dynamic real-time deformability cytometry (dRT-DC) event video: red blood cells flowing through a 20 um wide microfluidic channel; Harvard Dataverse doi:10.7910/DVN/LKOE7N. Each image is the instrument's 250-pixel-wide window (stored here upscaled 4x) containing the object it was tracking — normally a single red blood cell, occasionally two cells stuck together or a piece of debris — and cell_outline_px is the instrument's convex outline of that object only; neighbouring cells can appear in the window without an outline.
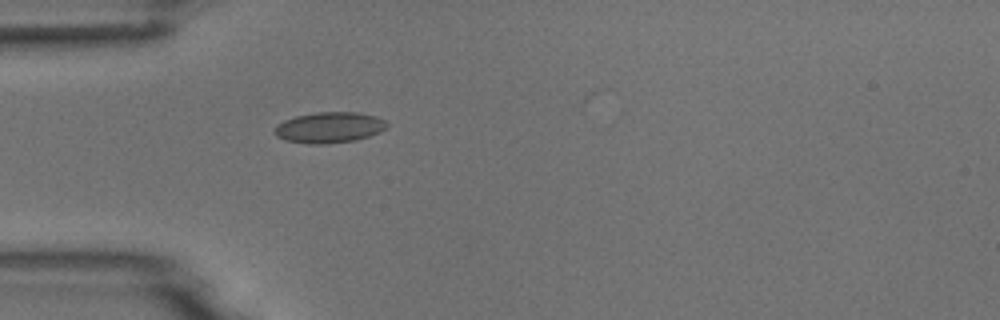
{"species": "common noctule bat (a hibernating species)", "species_latin": "Nyctalus noctula", "temperature_condition": "room temperature", "stored_images_in_passage": 1, "camera_frame_rate_fps": 3000, "um_per_image_px": 0.085, "animal": {"sex": "male", "body_mass_g": 18.8}, "frame": {"image": 1, "passage_image": 1, "time_ms": 0.0, "image_size_px": [1000, 320], "cell_outline_px": [[388, 124], [380, 132], [356, 140], [328, 144], [308, 144], [288, 140], [276, 136], [276, 124], [284, 120], [296, 116], [316, 112], [356, 112], [376, 116], [384, 120]], "centroid_in_image_um": [28.0, 10.83], "position_along_channel_um": 57.0, "area_um2": 20.06}}